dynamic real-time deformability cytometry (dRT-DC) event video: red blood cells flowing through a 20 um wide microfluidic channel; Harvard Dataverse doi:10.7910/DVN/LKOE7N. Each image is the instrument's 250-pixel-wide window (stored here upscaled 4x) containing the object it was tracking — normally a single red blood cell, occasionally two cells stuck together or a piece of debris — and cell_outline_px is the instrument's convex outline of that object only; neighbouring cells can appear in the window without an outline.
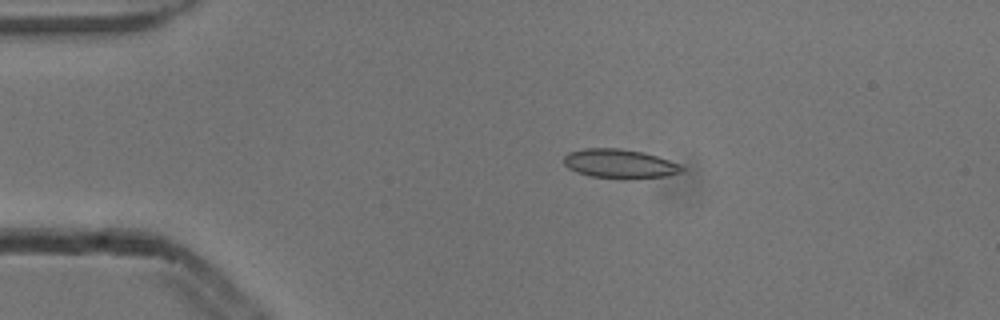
{"species": "common noctule bat (a hibernating species)", "species_latin": "Nyctalus noctula", "temperature_condition": "cold", "stored_images_in_passage": 4, "camera_frame_rate_fps": 3000, "um_per_image_px": 0.085, "animal": {"sex": "male", "body_mass_g": 13.3}, "frame": {"image": 1, "passage_image": 3, "time_ms": 0.667, "image_size_px": [1000, 320], "cell_outline_px": [[684, 168], [680, 172], [668, 176], [624, 180], [620, 180], [588, 176], [576, 172], [568, 168], [564, 164], [564, 156], [568, 152], [584, 148], [620, 148], [644, 152], [680, 164]], "centroid_in_image_um": [52.65, 13.93], "position_along_channel_um": 32.4, "area_um2": 20.46}}
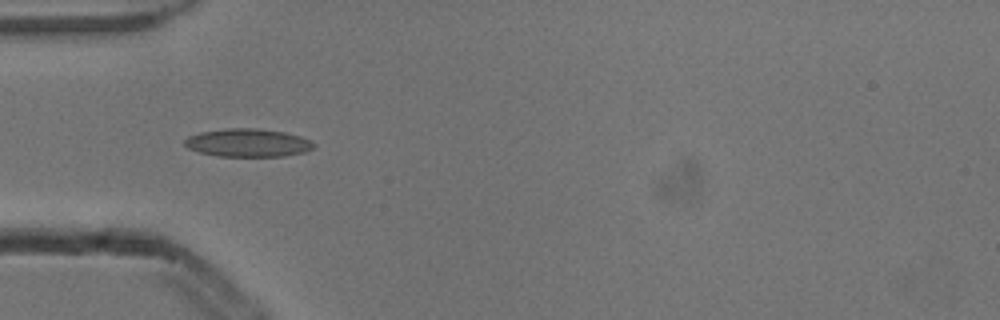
{"frame": {"image": 2, "passage_image": 4, "time_ms": 1.0, "image_size_px": [1000, 320], "cell_outline_px": [[316, 144], [312, 148], [304, 152], [284, 156], [216, 156], [200, 152], [188, 148], [184, 144], [184, 140], [188, 136], [200, 132], [228, 128], [252, 128], [284, 132], [300, 136], [312, 140]], "centroid_in_image_um": [21.07, 12.14], "position_along_channel_um": 63.9, "area_um2": 21.1}}